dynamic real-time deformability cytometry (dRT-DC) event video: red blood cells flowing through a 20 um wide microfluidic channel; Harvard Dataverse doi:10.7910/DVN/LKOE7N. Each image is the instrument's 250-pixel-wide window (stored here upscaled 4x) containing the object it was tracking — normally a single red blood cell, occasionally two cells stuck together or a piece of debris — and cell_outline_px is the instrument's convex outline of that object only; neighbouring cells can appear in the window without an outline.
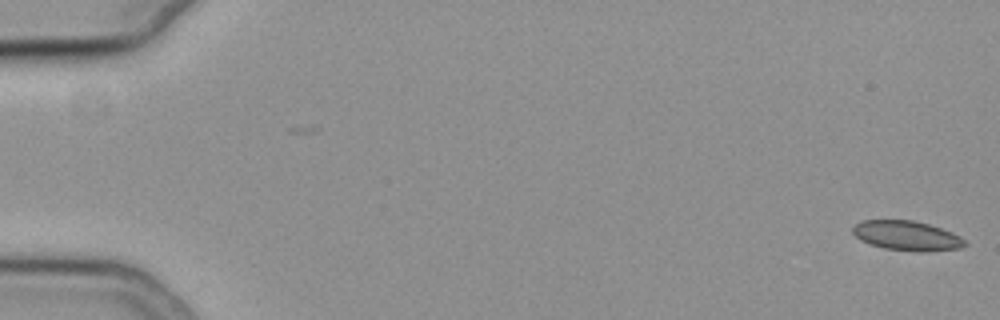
{"species": "common noctule bat (a hibernating species)", "species_latin": "Nyctalus noctula", "temperature_condition": "cold", "stored_images_in_passage": 57, "camera_frame_rate_fps": 3000, "um_per_image_px": 0.085, "animal": {"sex": "female", "body_mass_g": 19.3, "forearm_length_mm": 54.1}, "frame": {"image": 1, "passage_image": 1, "time_ms": 0.0, "image_size_px": [1000, 320], "cell_outline_px": [[968, 244], [960, 248], [920, 252], [884, 248], [860, 240], [852, 232], [852, 228], [856, 224], [864, 220], [912, 220], [928, 224], [952, 232], [960, 236]], "centroid_in_image_um": [77.09, 20.03], "position_along_channel_um": 7.9, "area_um2": 19.19}}
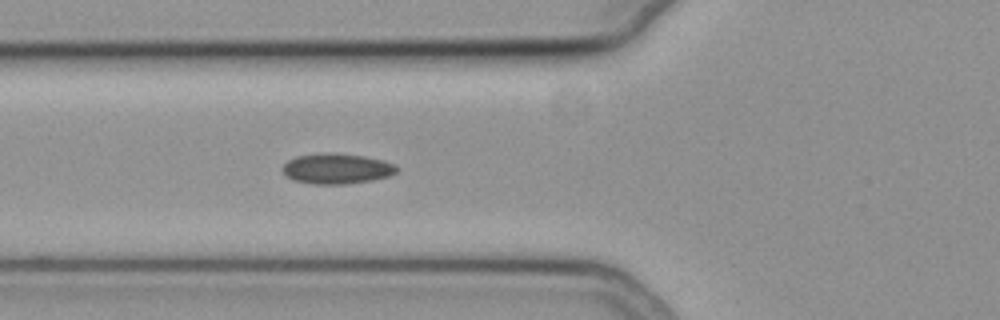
{"frame": {"image": 2, "passage_image": 22, "time_ms": 7.0, "image_size_px": [1000, 320], "cell_outline_px": [[400, 168], [396, 172], [388, 176], [372, 180], [348, 184], [312, 184], [296, 180], [288, 176], [280, 168], [288, 160], [296, 156], [324, 152], [332, 152], [364, 156], [384, 160], [396, 164]], "centroid_in_image_um": [28.65, 14.32], "position_along_channel_um": 97.1, "area_um2": 20.4}}
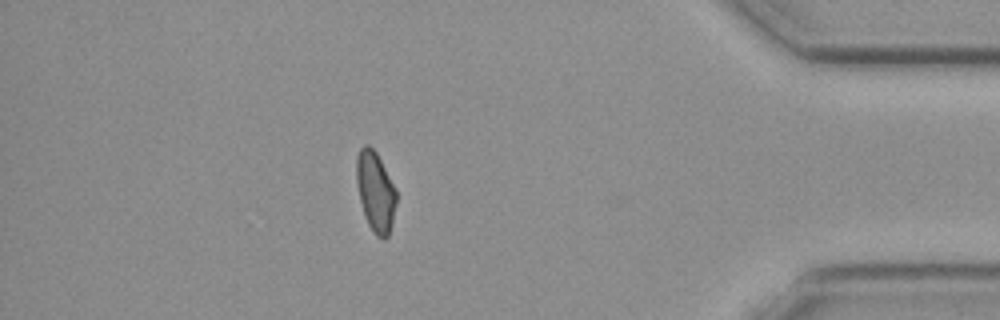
{"frame": {"image": 3, "passage_image": 50, "time_ms": 16.333, "image_size_px": [1000, 320], "cell_outline_px": [[396, 204], [388, 236], [384, 240], [376, 236], [372, 232], [364, 216], [356, 184], [356, 156], [360, 148], [364, 144], [368, 144], [376, 152], [396, 188]], "centroid_in_image_um": [31.89, 16.28], "position_along_channel_um": 403.3, "area_um2": 18.73}}